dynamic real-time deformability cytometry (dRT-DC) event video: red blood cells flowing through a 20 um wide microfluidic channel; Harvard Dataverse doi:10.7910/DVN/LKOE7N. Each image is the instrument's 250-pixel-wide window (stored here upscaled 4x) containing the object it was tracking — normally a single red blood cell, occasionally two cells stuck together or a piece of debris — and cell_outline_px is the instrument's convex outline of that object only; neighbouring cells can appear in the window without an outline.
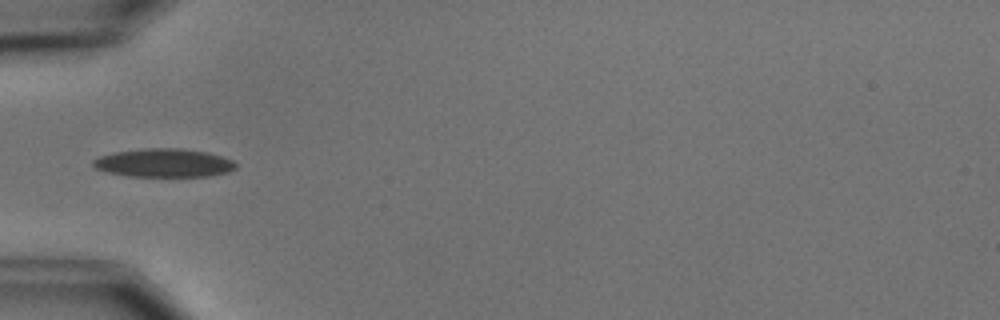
{"species": "common noctule bat (a hibernating species)", "species_latin": "Nyctalus noctula", "temperature_condition": "cold", "stored_images_in_passage": 4, "camera_frame_rate_fps": 3000, "um_per_image_px": 0.085, "animal": {"sex": "male", "body_mass_g": 15.6}, "frame": {"image": 1, "passage_image": 4, "time_ms": 3.333, "image_size_px": [1000, 320], "cell_outline_px": [[236, 168], [228, 172], [208, 176], [128, 176], [108, 172], [96, 168], [92, 164], [92, 160], [100, 156], [112, 152], [144, 148], [180, 148], [208, 152], [232, 160], [236, 164]], "centroid_in_image_um": [13.92, 13.84], "position_along_channel_um": 71.1, "area_um2": 23.64}}